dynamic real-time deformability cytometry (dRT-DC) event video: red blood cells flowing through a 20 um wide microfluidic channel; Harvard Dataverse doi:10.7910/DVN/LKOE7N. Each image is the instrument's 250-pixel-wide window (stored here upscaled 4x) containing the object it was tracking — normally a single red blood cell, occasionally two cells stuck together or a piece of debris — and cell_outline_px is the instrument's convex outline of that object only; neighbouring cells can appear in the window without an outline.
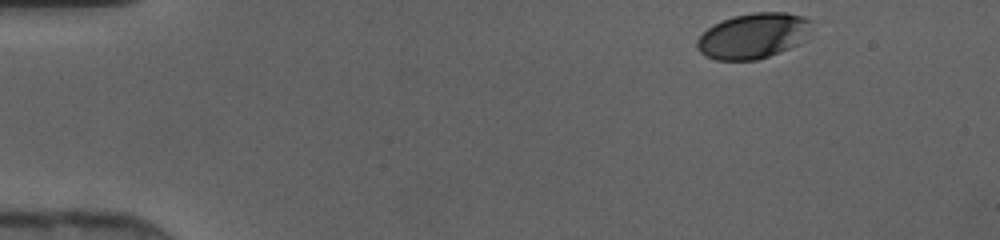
{"species": "human", "species_latin": "Homo sapiens", "temperature_condition": "cold", "stored_images_in_passage": 35, "camera_frame_rate_fps": 3000, "um_per_image_px": 0.085, "donor": {"sex": "female"}, "frame": {"image": 1, "passage_image": 1, "time_ms": 0.0, "image_size_px": [1000, 240], "cell_outline_px": [[812, 20], [796, 44], [788, 48], [768, 56], [756, 60], [716, 60], [704, 56], [696, 48], [696, 40], [712, 24], [720, 20], [732, 16], [752, 12], [784, 12], [804, 16]], "centroid_in_image_um": [63.9, 3.03], "position_along_channel_um": 21.1, "area_um2": 29.88}}
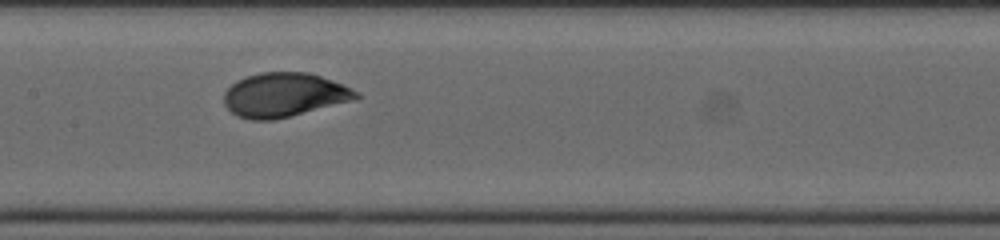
{"frame": {"image": 2, "passage_image": 19, "time_ms": 6.0, "image_size_px": [1000, 240], "cell_outline_px": [[360, 96], [352, 100], [272, 120], [252, 120], [236, 116], [224, 104], [224, 92], [236, 80], [260, 72], [308, 72], [320, 76], [352, 88]], "centroid_in_image_um": [24.09, 8.06], "position_along_channel_um": 183.3, "area_um2": 33.47}}
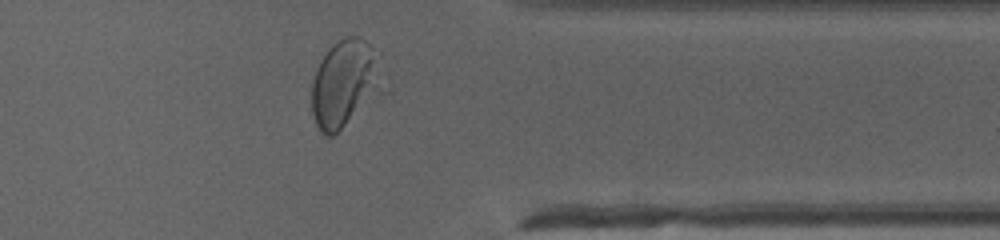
{"frame": {"image": 3, "passage_image": 33, "time_ms": 10.667, "image_size_px": [1000, 240], "cell_outline_px": [[380, 56], [344, 124], [332, 136], [324, 136], [320, 132], [316, 124], [312, 112], [312, 80], [316, 68], [320, 60], [328, 48], [332, 44], [344, 36], [360, 36], [380, 52]], "centroid_in_image_um": [28.98, 6.91], "position_along_channel_um": 382.4, "area_um2": 31.1}}